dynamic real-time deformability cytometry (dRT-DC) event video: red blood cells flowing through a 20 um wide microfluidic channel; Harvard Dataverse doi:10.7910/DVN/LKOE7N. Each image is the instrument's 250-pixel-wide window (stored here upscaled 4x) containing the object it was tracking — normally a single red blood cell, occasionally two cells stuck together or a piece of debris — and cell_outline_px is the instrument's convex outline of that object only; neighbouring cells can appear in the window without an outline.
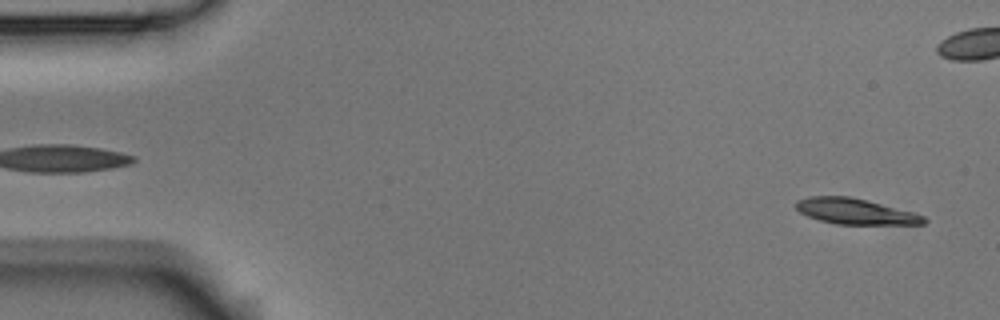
{"species": "Egyptian fruit bat (a non-hibernating species)", "species_latin": "Rousettus aegyptiacus", "temperature_condition": "room temperature", "stored_images_in_passage": 5, "camera_frame_rate_fps": 3000, "um_per_image_px": 0.085, "animal": {"sex": "male"}, "frame": {"image": 1, "passage_image": 2, "time_ms": 0.333, "image_size_px": [1000, 320], "cell_outline_px": [[928, 220], [924, 224], [836, 224], [820, 220], [808, 216], [800, 212], [796, 208], [796, 200], [808, 196], [848, 196], [868, 200], [912, 212], [924, 216]], "centroid_in_image_um": [72.69, 17.96], "position_along_channel_um": 12.3, "area_um2": 19.07}}